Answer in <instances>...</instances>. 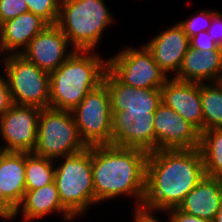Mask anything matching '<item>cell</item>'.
<instances>
[{"label": "cell", "instance_id": "obj_1", "mask_svg": "<svg viewBox=\"0 0 222 222\" xmlns=\"http://www.w3.org/2000/svg\"><path fill=\"white\" fill-rule=\"evenodd\" d=\"M204 176L199 148L149 152L142 204L157 210L176 208Z\"/></svg>", "mask_w": 222, "mask_h": 222}, {"label": "cell", "instance_id": "obj_2", "mask_svg": "<svg viewBox=\"0 0 222 222\" xmlns=\"http://www.w3.org/2000/svg\"><path fill=\"white\" fill-rule=\"evenodd\" d=\"M148 152L113 145L92 146L95 204L118 196H132L141 205L146 190Z\"/></svg>", "mask_w": 222, "mask_h": 222}, {"label": "cell", "instance_id": "obj_3", "mask_svg": "<svg viewBox=\"0 0 222 222\" xmlns=\"http://www.w3.org/2000/svg\"><path fill=\"white\" fill-rule=\"evenodd\" d=\"M93 52L75 50L50 73L49 107L72 111L91 90L103 83L108 59Z\"/></svg>", "mask_w": 222, "mask_h": 222}, {"label": "cell", "instance_id": "obj_4", "mask_svg": "<svg viewBox=\"0 0 222 222\" xmlns=\"http://www.w3.org/2000/svg\"><path fill=\"white\" fill-rule=\"evenodd\" d=\"M112 21L104 0H61L56 25L67 37L71 48L94 51Z\"/></svg>", "mask_w": 222, "mask_h": 222}, {"label": "cell", "instance_id": "obj_5", "mask_svg": "<svg viewBox=\"0 0 222 222\" xmlns=\"http://www.w3.org/2000/svg\"><path fill=\"white\" fill-rule=\"evenodd\" d=\"M59 159L63 161L55 167L54 182L62 205L74 218L82 216L95 204L92 146Z\"/></svg>", "mask_w": 222, "mask_h": 222}, {"label": "cell", "instance_id": "obj_6", "mask_svg": "<svg viewBox=\"0 0 222 222\" xmlns=\"http://www.w3.org/2000/svg\"><path fill=\"white\" fill-rule=\"evenodd\" d=\"M87 147L80 137L71 111L51 107L41 109L34 154L56 161Z\"/></svg>", "mask_w": 222, "mask_h": 222}, {"label": "cell", "instance_id": "obj_7", "mask_svg": "<svg viewBox=\"0 0 222 222\" xmlns=\"http://www.w3.org/2000/svg\"><path fill=\"white\" fill-rule=\"evenodd\" d=\"M2 60L13 104L48 108L50 74L21 54L4 55Z\"/></svg>", "mask_w": 222, "mask_h": 222}, {"label": "cell", "instance_id": "obj_8", "mask_svg": "<svg viewBox=\"0 0 222 222\" xmlns=\"http://www.w3.org/2000/svg\"><path fill=\"white\" fill-rule=\"evenodd\" d=\"M71 113L88 147L112 145L111 98L104 82L91 90Z\"/></svg>", "mask_w": 222, "mask_h": 222}, {"label": "cell", "instance_id": "obj_9", "mask_svg": "<svg viewBox=\"0 0 222 222\" xmlns=\"http://www.w3.org/2000/svg\"><path fill=\"white\" fill-rule=\"evenodd\" d=\"M108 70L124 85L134 88H158L169 78L155 62L145 45L126 47L108 59Z\"/></svg>", "mask_w": 222, "mask_h": 222}, {"label": "cell", "instance_id": "obj_10", "mask_svg": "<svg viewBox=\"0 0 222 222\" xmlns=\"http://www.w3.org/2000/svg\"><path fill=\"white\" fill-rule=\"evenodd\" d=\"M41 108L13 104L0 116V151L33 152L37 144L38 118Z\"/></svg>", "mask_w": 222, "mask_h": 222}, {"label": "cell", "instance_id": "obj_11", "mask_svg": "<svg viewBox=\"0 0 222 222\" xmlns=\"http://www.w3.org/2000/svg\"><path fill=\"white\" fill-rule=\"evenodd\" d=\"M154 113L112 111V145L155 151Z\"/></svg>", "mask_w": 222, "mask_h": 222}, {"label": "cell", "instance_id": "obj_12", "mask_svg": "<svg viewBox=\"0 0 222 222\" xmlns=\"http://www.w3.org/2000/svg\"><path fill=\"white\" fill-rule=\"evenodd\" d=\"M155 151L193 149L200 146V132L161 102L154 113Z\"/></svg>", "mask_w": 222, "mask_h": 222}, {"label": "cell", "instance_id": "obj_13", "mask_svg": "<svg viewBox=\"0 0 222 222\" xmlns=\"http://www.w3.org/2000/svg\"><path fill=\"white\" fill-rule=\"evenodd\" d=\"M68 45L69 41L61 29L56 24H49L20 54L50 74L74 53L73 48L67 52Z\"/></svg>", "mask_w": 222, "mask_h": 222}, {"label": "cell", "instance_id": "obj_14", "mask_svg": "<svg viewBox=\"0 0 222 222\" xmlns=\"http://www.w3.org/2000/svg\"><path fill=\"white\" fill-rule=\"evenodd\" d=\"M161 102L181 115L200 133L203 132L200 83L170 77L161 87Z\"/></svg>", "mask_w": 222, "mask_h": 222}, {"label": "cell", "instance_id": "obj_15", "mask_svg": "<svg viewBox=\"0 0 222 222\" xmlns=\"http://www.w3.org/2000/svg\"><path fill=\"white\" fill-rule=\"evenodd\" d=\"M103 82L110 93L111 111L155 112L161 103V89L124 85L109 70Z\"/></svg>", "mask_w": 222, "mask_h": 222}, {"label": "cell", "instance_id": "obj_16", "mask_svg": "<svg viewBox=\"0 0 222 222\" xmlns=\"http://www.w3.org/2000/svg\"><path fill=\"white\" fill-rule=\"evenodd\" d=\"M145 46L160 69L169 77L170 72L177 74L190 43L183 28L176 23L164 29Z\"/></svg>", "mask_w": 222, "mask_h": 222}, {"label": "cell", "instance_id": "obj_17", "mask_svg": "<svg viewBox=\"0 0 222 222\" xmlns=\"http://www.w3.org/2000/svg\"><path fill=\"white\" fill-rule=\"evenodd\" d=\"M222 73V48L195 50L188 48L181 66L173 78L180 81L216 83ZM205 81V82H204Z\"/></svg>", "mask_w": 222, "mask_h": 222}, {"label": "cell", "instance_id": "obj_18", "mask_svg": "<svg viewBox=\"0 0 222 222\" xmlns=\"http://www.w3.org/2000/svg\"><path fill=\"white\" fill-rule=\"evenodd\" d=\"M47 25L49 24L44 19L32 12L21 14L2 23L0 25V54H20Z\"/></svg>", "mask_w": 222, "mask_h": 222}, {"label": "cell", "instance_id": "obj_19", "mask_svg": "<svg viewBox=\"0 0 222 222\" xmlns=\"http://www.w3.org/2000/svg\"><path fill=\"white\" fill-rule=\"evenodd\" d=\"M222 204V180L204 176L178 208L190 215L214 221Z\"/></svg>", "mask_w": 222, "mask_h": 222}, {"label": "cell", "instance_id": "obj_20", "mask_svg": "<svg viewBox=\"0 0 222 222\" xmlns=\"http://www.w3.org/2000/svg\"><path fill=\"white\" fill-rule=\"evenodd\" d=\"M21 211L24 221L29 222L56 212L62 213L66 221L74 219L63 207L55 182L36 190L25 191L21 204L16 208L14 218Z\"/></svg>", "mask_w": 222, "mask_h": 222}, {"label": "cell", "instance_id": "obj_21", "mask_svg": "<svg viewBox=\"0 0 222 222\" xmlns=\"http://www.w3.org/2000/svg\"><path fill=\"white\" fill-rule=\"evenodd\" d=\"M0 191L17 208L25 195V152L0 151Z\"/></svg>", "mask_w": 222, "mask_h": 222}, {"label": "cell", "instance_id": "obj_22", "mask_svg": "<svg viewBox=\"0 0 222 222\" xmlns=\"http://www.w3.org/2000/svg\"><path fill=\"white\" fill-rule=\"evenodd\" d=\"M199 150L205 175L222 180V129L201 132Z\"/></svg>", "mask_w": 222, "mask_h": 222}, {"label": "cell", "instance_id": "obj_23", "mask_svg": "<svg viewBox=\"0 0 222 222\" xmlns=\"http://www.w3.org/2000/svg\"><path fill=\"white\" fill-rule=\"evenodd\" d=\"M203 131L222 129V89L217 83H200Z\"/></svg>", "mask_w": 222, "mask_h": 222}, {"label": "cell", "instance_id": "obj_24", "mask_svg": "<svg viewBox=\"0 0 222 222\" xmlns=\"http://www.w3.org/2000/svg\"><path fill=\"white\" fill-rule=\"evenodd\" d=\"M54 160L33 152H25V184L26 191L36 190L54 182Z\"/></svg>", "mask_w": 222, "mask_h": 222}, {"label": "cell", "instance_id": "obj_25", "mask_svg": "<svg viewBox=\"0 0 222 222\" xmlns=\"http://www.w3.org/2000/svg\"><path fill=\"white\" fill-rule=\"evenodd\" d=\"M29 12L40 16L48 24H56L61 0H25Z\"/></svg>", "mask_w": 222, "mask_h": 222}, {"label": "cell", "instance_id": "obj_26", "mask_svg": "<svg viewBox=\"0 0 222 222\" xmlns=\"http://www.w3.org/2000/svg\"><path fill=\"white\" fill-rule=\"evenodd\" d=\"M213 17V10H202L198 15L190 19L182 20L178 24L183 28L184 32L190 38L201 31H207L210 27Z\"/></svg>", "mask_w": 222, "mask_h": 222}, {"label": "cell", "instance_id": "obj_27", "mask_svg": "<svg viewBox=\"0 0 222 222\" xmlns=\"http://www.w3.org/2000/svg\"><path fill=\"white\" fill-rule=\"evenodd\" d=\"M27 12L25 0H0V25Z\"/></svg>", "mask_w": 222, "mask_h": 222}, {"label": "cell", "instance_id": "obj_28", "mask_svg": "<svg viewBox=\"0 0 222 222\" xmlns=\"http://www.w3.org/2000/svg\"><path fill=\"white\" fill-rule=\"evenodd\" d=\"M190 47L195 50H217L219 46L211 38L207 31H201L198 34L189 38Z\"/></svg>", "mask_w": 222, "mask_h": 222}, {"label": "cell", "instance_id": "obj_29", "mask_svg": "<svg viewBox=\"0 0 222 222\" xmlns=\"http://www.w3.org/2000/svg\"><path fill=\"white\" fill-rule=\"evenodd\" d=\"M0 75V116L4 115L13 105L6 76Z\"/></svg>", "mask_w": 222, "mask_h": 222}, {"label": "cell", "instance_id": "obj_30", "mask_svg": "<svg viewBox=\"0 0 222 222\" xmlns=\"http://www.w3.org/2000/svg\"><path fill=\"white\" fill-rule=\"evenodd\" d=\"M207 32L216 44L222 48V13L213 11L212 21Z\"/></svg>", "mask_w": 222, "mask_h": 222}, {"label": "cell", "instance_id": "obj_31", "mask_svg": "<svg viewBox=\"0 0 222 222\" xmlns=\"http://www.w3.org/2000/svg\"><path fill=\"white\" fill-rule=\"evenodd\" d=\"M164 213L168 214L170 212L169 220L170 222H213L211 220H206L194 215H190L182 210H180L178 207L171 208L168 210H162Z\"/></svg>", "mask_w": 222, "mask_h": 222}, {"label": "cell", "instance_id": "obj_32", "mask_svg": "<svg viewBox=\"0 0 222 222\" xmlns=\"http://www.w3.org/2000/svg\"><path fill=\"white\" fill-rule=\"evenodd\" d=\"M135 214H134V222H160L159 219L154 217L155 212L157 211H162V210H157L154 208L147 207L143 204L141 205H136ZM167 222H170L168 219Z\"/></svg>", "mask_w": 222, "mask_h": 222}, {"label": "cell", "instance_id": "obj_33", "mask_svg": "<svg viewBox=\"0 0 222 222\" xmlns=\"http://www.w3.org/2000/svg\"><path fill=\"white\" fill-rule=\"evenodd\" d=\"M16 208L3 196L2 191H0V216L4 220L14 219V214Z\"/></svg>", "mask_w": 222, "mask_h": 222}, {"label": "cell", "instance_id": "obj_34", "mask_svg": "<svg viewBox=\"0 0 222 222\" xmlns=\"http://www.w3.org/2000/svg\"><path fill=\"white\" fill-rule=\"evenodd\" d=\"M213 222H222V204H221V207L218 210Z\"/></svg>", "mask_w": 222, "mask_h": 222}, {"label": "cell", "instance_id": "obj_35", "mask_svg": "<svg viewBox=\"0 0 222 222\" xmlns=\"http://www.w3.org/2000/svg\"><path fill=\"white\" fill-rule=\"evenodd\" d=\"M216 83H217V85L222 89V73H221L220 76L218 77Z\"/></svg>", "mask_w": 222, "mask_h": 222}]
</instances>
